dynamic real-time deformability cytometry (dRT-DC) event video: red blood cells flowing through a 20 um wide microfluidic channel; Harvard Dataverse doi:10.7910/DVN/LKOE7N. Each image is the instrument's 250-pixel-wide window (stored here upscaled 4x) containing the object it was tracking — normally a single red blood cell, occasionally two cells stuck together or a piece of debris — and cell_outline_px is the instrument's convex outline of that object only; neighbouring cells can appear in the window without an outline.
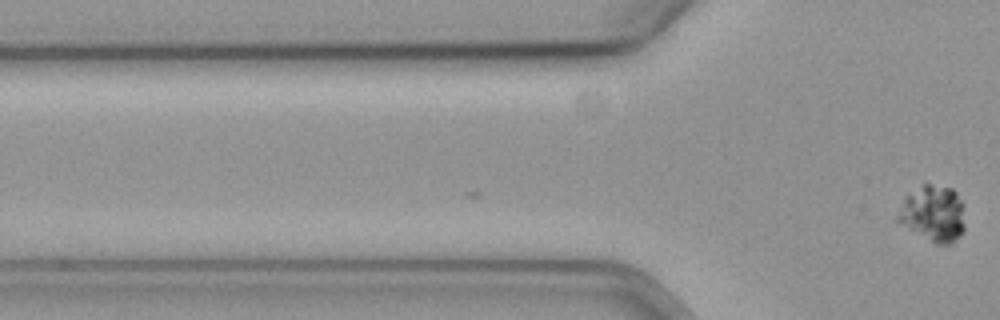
{"species": "common noctule bat (a hibernating species)", "species_latin": "Nyctalus noctula", "temperature_condition": "cold", "stored_images_in_passage": 4, "camera_frame_rate_fps": 3000, "um_per_image_px": 0.085, "animal": {"sex": "female", "body_mass_g": 19.3, "forearm_length_mm": 54.1}, "frame": {"image": 1, "passage_image": 4, "time_ms": 1.0, "image_size_px": [1000, 320], "cell_outline_px": [[964, 232], [952, 244], [936, 244], [892, 220], [904, 196], [924, 180], [952, 188], [956, 192], [960, 200], [964, 224]], "centroid_in_image_um": [79.23, 18.11], "position_along_channel_um": 46.6, "area_um2": 22.89}}